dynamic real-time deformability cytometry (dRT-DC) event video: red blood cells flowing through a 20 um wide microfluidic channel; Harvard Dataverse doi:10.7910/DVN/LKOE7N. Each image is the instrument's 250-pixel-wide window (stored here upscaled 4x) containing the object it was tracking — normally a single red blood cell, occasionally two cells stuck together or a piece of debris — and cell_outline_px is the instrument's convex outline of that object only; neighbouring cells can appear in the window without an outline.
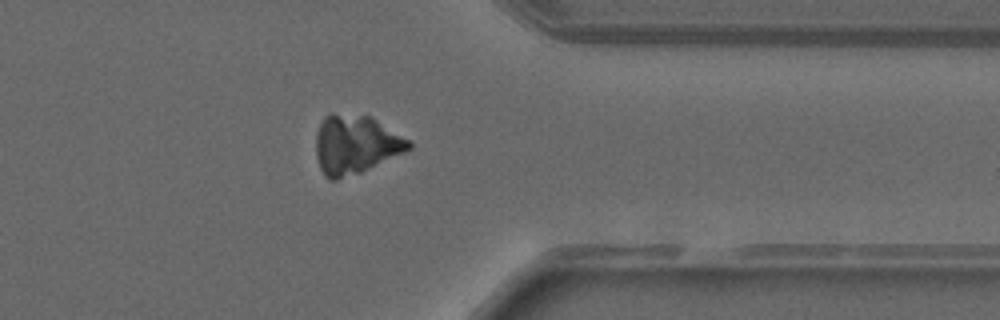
{"species": "common noctule bat (a hibernating species)", "species_latin": "Nyctalus noctula", "temperature_condition": "warm", "stored_images_in_passage": 31, "camera_frame_rate_fps": 3000, "um_per_image_px": 0.085, "animal": {"sex": "male", "forearm_length_mm": 52.5}, "frame": {"image": 1, "passage_image": 23, "time_ms": 7.333, "image_size_px": [1000, 320], "cell_outline_px": [[412, 148], [404, 152], [360, 172], [336, 180], [328, 180], [324, 176], [320, 168], [316, 156], [316, 132], [324, 116], [332, 112], [368, 116], [376, 120], [408, 140], [412, 144]], "centroid_in_image_um": [30.16, 12.28], "position_along_channel_um": 381.2, "area_um2": 31.5}}
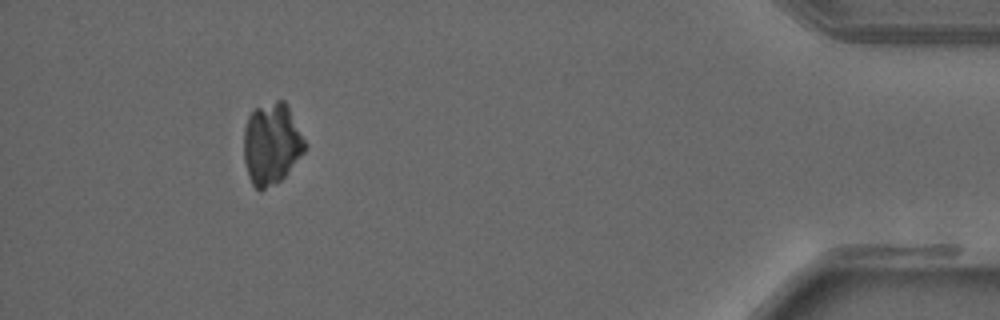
{"frame": {"image": 2, "passage_image": 28, "time_ms": 9.0, "image_size_px": [1000, 320], "cell_outline_px": [[308, 144], [304, 152], [284, 176], [276, 184], [260, 192], [252, 184], [248, 176], [244, 160], [244, 128], [248, 116], [256, 108], [276, 100], [284, 100]], "centroid_in_image_um": [23.08, 12.24], "position_along_channel_um": 412.1, "area_um2": 29.07}}